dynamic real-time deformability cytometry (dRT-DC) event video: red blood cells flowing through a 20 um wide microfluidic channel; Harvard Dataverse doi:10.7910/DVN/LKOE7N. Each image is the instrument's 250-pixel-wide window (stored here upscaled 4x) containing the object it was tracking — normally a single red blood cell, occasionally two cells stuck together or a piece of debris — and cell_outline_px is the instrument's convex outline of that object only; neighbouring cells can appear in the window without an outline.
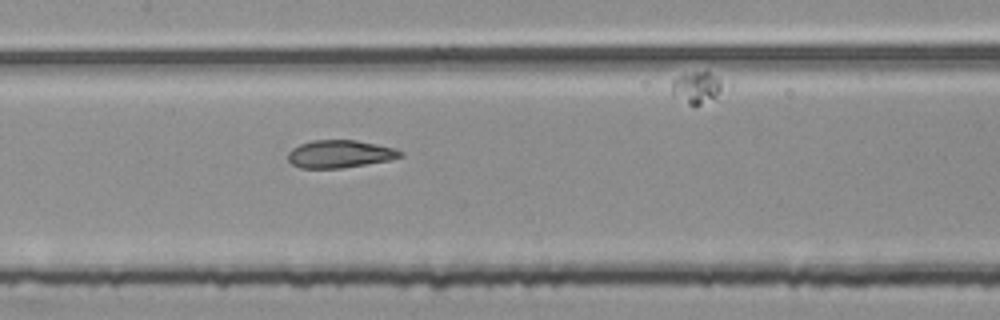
{"species": "common noctule bat (a hibernating species)", "species_latin": "Nyctalus noctula", "temperature_condition": "room temperature", "stored_images_in_passage": 39, "segment_of_instrument_passage": [2, 2], "camera_frame_rate_fps": 3000, "um_per_image_px": 0.085, "animal": {"sex": "female", "body_mass_g": 25.1}, "frame": {"image": 1, "passage_image": 11, "time_ms": 3.333, "image_size_px": [1000, 320], "cell_outline_px": [[404, 156], [392, 160], [340, 168], [300, 168], [292, 164], [288, 160], [288, 152], [292, 148], [300, 144], [312, 140], [356, 140], [376, 144], [392, 148], [404, 152]], "centroid_in_image_um": [28.89, 13.09], "position_along_channel_um": 178.5, "area_um2": 18.15}}
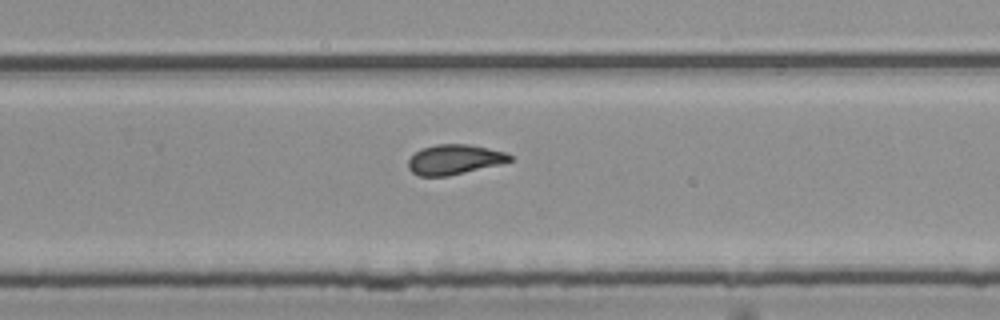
{"frame": {"image": 2, "passage_image": 20, "time_ms": 6.333, "image_size_px": [1000, 320], "cell_outline_px": [[512, 160], [500, 164], [448, 176], [420, 176], [412, 172], [408, 168], [408, 160], [420, 148], [436, 144], [468, 144], [488, 148], [504, 152], [512, 156]], "centroid_in_image_um": [38.6, 13.55], "position_along_channel_um": 291.2, "area_um2": 17.63}}
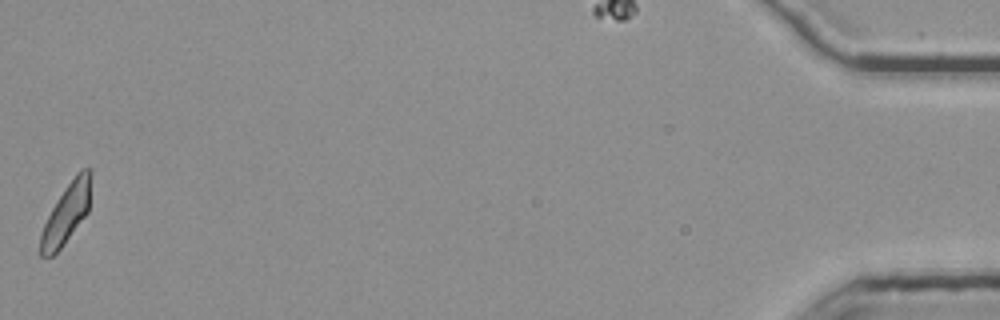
{"frame": {"image": 3, "passage_image": 39, "time_ms": 12.667, "image_size_px": [1000, 320], "cell_outline_px": [[92, 172], [88, 212], [64, 244], [52, 256], [40, 256], [40, 236], [44, 224], [52, 208], [76, 172], [80, 168], [88, 168]], "centroid_in_image_um": [5.66, 18.12], "position_along_channel_um": 429.5, "area_um2": 17.34}}